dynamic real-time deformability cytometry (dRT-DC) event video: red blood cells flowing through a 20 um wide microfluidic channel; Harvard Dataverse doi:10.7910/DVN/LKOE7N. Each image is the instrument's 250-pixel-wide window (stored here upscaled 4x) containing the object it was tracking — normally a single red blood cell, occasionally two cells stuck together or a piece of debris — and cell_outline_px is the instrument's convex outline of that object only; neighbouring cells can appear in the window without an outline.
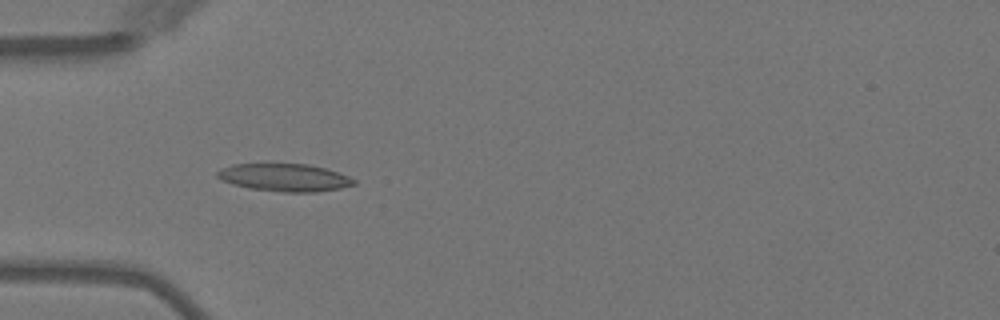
{"species": "Egyptian fruit bat (a non-hibernating species)", "species_latin": "Rousettus aegyptiacus", "temperature_condition": "warm", "stored_images_in_passage": 5, "camera_frame_rate_fps": 3000, "um_per_image_px": 0.085, "animal": {"sex": "female"}, "frame": {"image": 1, "passage_image": 5, "time_ms": 4.667, "image_size_px": [1000, 320], "cell_outline_px": [[356, 184], [340, 188], [316, 192], [284, 192], [248, 188], [232, 184], [216, 176], [216, 172], [232, 164], [308, 164], [324, 168], [348, 176], [356, 180]], "centroid_in_image_um": [24.19, 15.09], "position_along_channel_um": 60.8, "area_um2": 21.79}}